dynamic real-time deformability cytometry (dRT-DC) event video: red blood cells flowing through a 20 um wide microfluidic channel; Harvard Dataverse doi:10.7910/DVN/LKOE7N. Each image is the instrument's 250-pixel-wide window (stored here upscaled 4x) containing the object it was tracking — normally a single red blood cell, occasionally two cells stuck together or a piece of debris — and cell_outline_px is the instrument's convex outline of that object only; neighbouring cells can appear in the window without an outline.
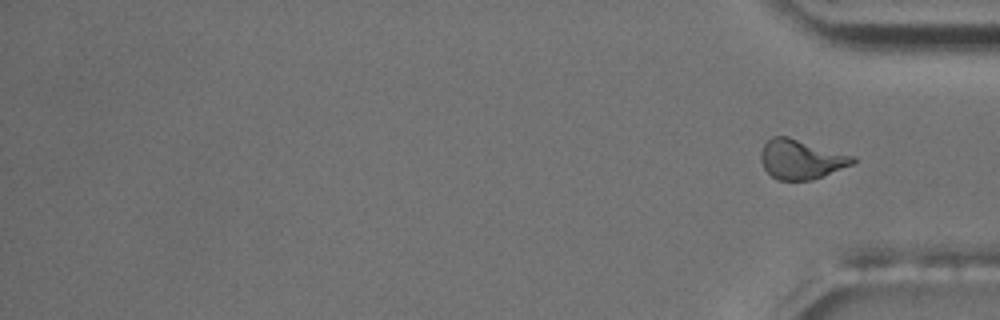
{"species": "common noctule bat (a hibernating species)", "species_latin": "Nyctalus noctula", "temperature_condition": "room temperature", "stored_images_in_passage": 15, "camera_frame_rate_fps": 3000, "um_per_image_px": 0.085, "animal": {"sex": "male", "body_mass_g": 17.5, "forearm_length_mm": 52.3}, "frame": {"image": 1, "passage_image": 15, "time_ms": 17.667, "image_size_px": [1000, 320], "cell_outline_px": [[856, 160], [852, 164], [824, 176], [812, 180], [776, 180], [764, 168], [760, 160], [760, 152], [764, 144], [772, 136], [788, 136], [856, 156]], "centroid_in_image_um": [68.09, 13.53], "position_along_channel_um": 367.1, "area_um2": 21.33}, "authors_computed_cell_mechanics": {"area_um2": 21.3282, "velocity_mm_per_s": 3.4704, "shape_relaxation_time_tau1_ms": null, "shape_relaxation_time_tau2_ms": 2.8722, "deformation_change_tau1": null, "deformation_change_tau2": 0.0743}}